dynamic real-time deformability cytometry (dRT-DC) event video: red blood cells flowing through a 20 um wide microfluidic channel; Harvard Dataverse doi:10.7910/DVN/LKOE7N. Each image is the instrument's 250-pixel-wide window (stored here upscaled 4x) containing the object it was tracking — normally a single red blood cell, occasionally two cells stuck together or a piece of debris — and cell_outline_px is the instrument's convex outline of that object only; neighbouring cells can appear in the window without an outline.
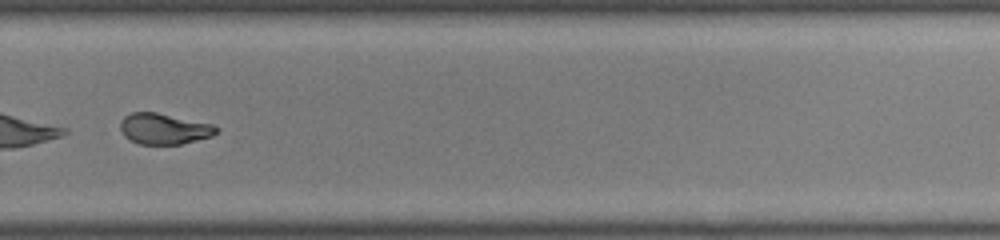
{"species": "common noctule bat (a hibernating species)", "species_latin": "Nyctalus noctula", "temperature_condition": "room temperature", "stored_images_in_passage": 47, "camera_frame_rate_fps": 3000, "um_per_image_px": 0.085, "animal": {"sex": "male", "body_mass_g": 19.0, "forearm_length_mm": 50.8}, "frame": {"image": 1, "passage_image": 34, "time_ms": 11.0, "image_size_px": [1000, 240], "cell_outline_px": [[220, 132], [212, 136], [180, 144], [140, 144], [128, 140], [124, 136], [120, 128], [120, 120], [124, 116], [132, 112], [156, 112], [212, 124], [220, 128]], "centroid_in_image_um": [13.94, 10.95], "position_along_channel_um": 315.9, "area_um2": 17.4}, "authors_computed_cell_mechanics": {"area_um2": 19.9988, "velocity_mm_per_s": 4.2356, "shape_relaxation_time_tau1_ms": 9.1682, "shape_relaxation_time_tau2_ms": 1.1959, "deformation_change_tau1": 0.2545, "deformation_change_tau2": 0.0747}}